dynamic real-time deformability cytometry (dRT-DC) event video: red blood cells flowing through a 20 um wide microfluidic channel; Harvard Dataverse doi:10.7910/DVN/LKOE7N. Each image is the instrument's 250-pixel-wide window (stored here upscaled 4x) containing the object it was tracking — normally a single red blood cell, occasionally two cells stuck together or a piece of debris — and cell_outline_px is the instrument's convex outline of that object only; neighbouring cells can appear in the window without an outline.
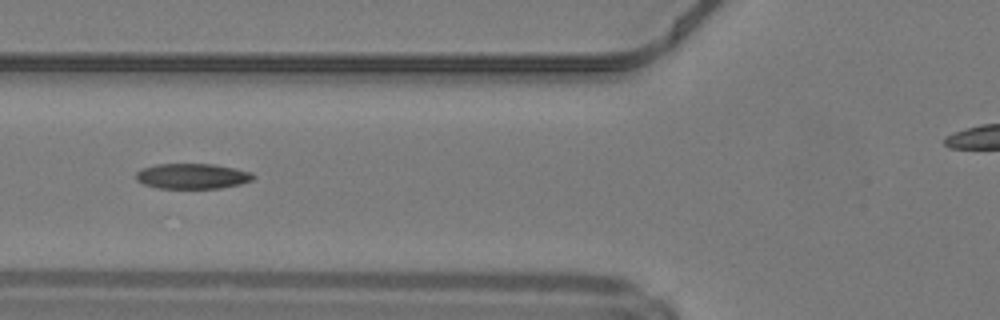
{"species": "common noctule bat (a hibernating species)", "species_latin": "Nyctalus noctula", "temperature_condition": "warm", "stored_images_in_passage": 30, "camera_frame_rate_fps": 3000, "um_per_image_px": 0.085, "animal": {"sex": "male", "body_mass_g": 19.2, "forearm_length_mm": 51.8}, "frame": {"image": 1, "passage_image": 5, "time_ms": 1.333, "image_size_px": [1000, 320], "cell_outline_px": [[256, 176], [252, 180], [240, 184], [220, 188], [156, 188], [144, 184], [136, 180], [136, 172], [140, 168], [156, 164], [212, 164], [252, 172]], "centroid_in_image_um": [16.32, 14.97], "position_along_channel_um": 109.5, "area_um2": 17.34}}